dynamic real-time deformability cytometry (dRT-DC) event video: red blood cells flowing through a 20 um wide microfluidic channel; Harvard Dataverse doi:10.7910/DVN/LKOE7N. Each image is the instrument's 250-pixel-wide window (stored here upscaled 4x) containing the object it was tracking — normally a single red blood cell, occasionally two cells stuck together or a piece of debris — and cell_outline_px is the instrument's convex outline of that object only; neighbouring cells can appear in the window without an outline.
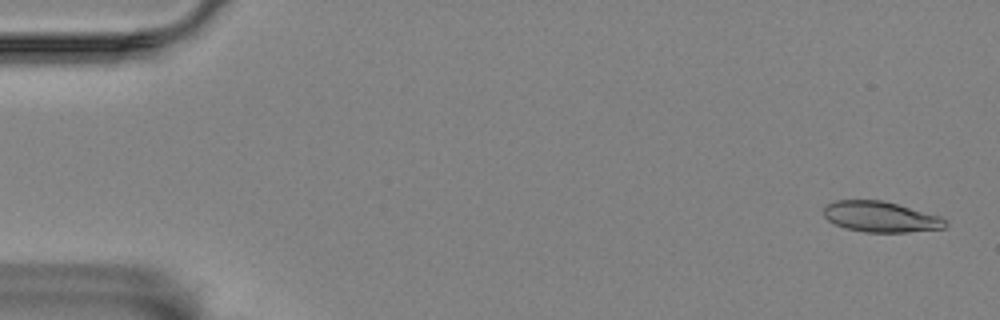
{"species": "Egyptian fruit bat (a non-hibernating species)", "species_latin": "Rousettus aegyptiacus", "temperature_condition": "room temperature", "stored_images_in_passage": 18, "camera_frame_rate_fps": 3000, "um_per_image_px": 0.085, "animal": {"sex": "female"}, "frame": {"image": 1, "passage_image": 2, "time_ms": 0.333, "image_size_px": [1000, 320], "cell_outline_px": [[948, 224], [944, 228], [908, 232], [864, 232], [844, 228], [828, 220], [824, 216], [824, 208], [828, 204], [836, 200], [884, 200], [940, 216]], "centroid_in_image_um": [74.85, 18.43], "position_along_channel_um": 10.1, "area_um2": 21.68}}
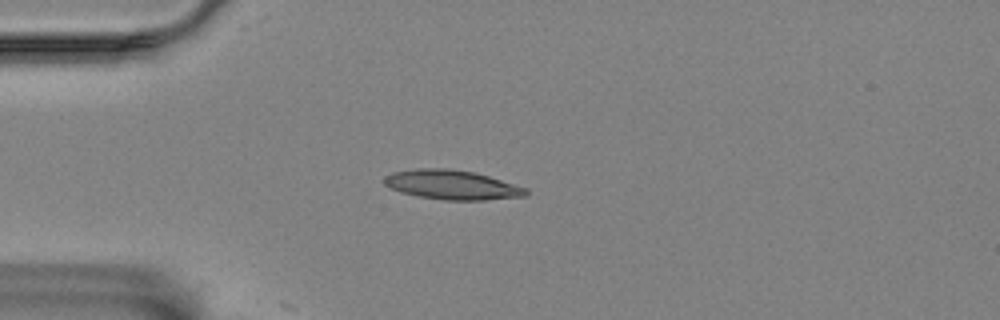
{"frame": {"image": 2, "passage_image": 15, "time_ms": 4.667, "image_size_px": [1000, 320], "cell_outline_px": [[528, 196], [484, 200], [444, 200], [416, 196], [400, 192], [384, 184], [384, 176], [392, 172], [416, 168], [448, 168], [472, 172], [488, 176], [528, 188]], "centroid_in_image_um": [38.42, 15.71], "position_along_channel_um": 46.6, "area_um2": 24.39}}